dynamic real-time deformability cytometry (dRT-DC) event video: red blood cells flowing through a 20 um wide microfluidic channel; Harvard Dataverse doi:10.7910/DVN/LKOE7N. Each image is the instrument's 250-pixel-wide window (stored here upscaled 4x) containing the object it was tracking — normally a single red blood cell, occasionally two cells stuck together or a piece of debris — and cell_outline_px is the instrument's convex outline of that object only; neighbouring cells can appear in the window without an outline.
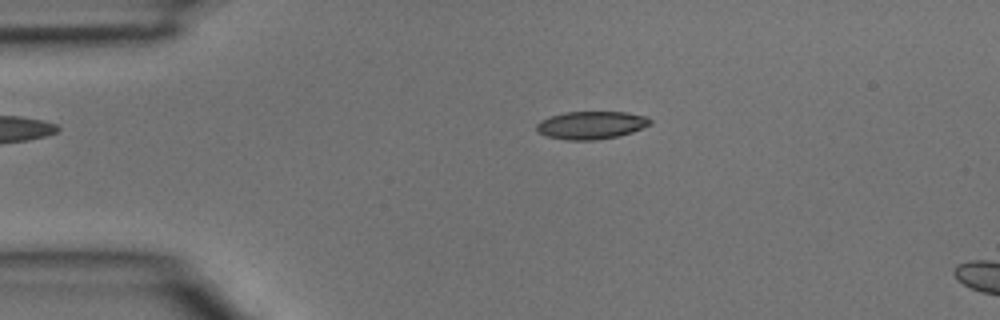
{"species": "common noctule bat (a hibernating species)", "species_latin": "Nyctalus noctula", "temperature_condition": "room temperature", "stored_images_in_passage": 2, "camera_frame_rate_fps": 3000, "um_per_image_px": 0.085, "animal": {"sex": "male", "body_mass_g": 15.6}, "frame": {"image": 1, "passage_image": 1, "time_ms": 0.0, "image_size_px": [1000, 320], "cell_outline_px": [[652, 124], [632, 132], [620, 136], [596, 140], [568, 140], [548, 136], [540, 132], [536, 128], [536, 124], [540, 120], [564, 112], [628, 112], [648, 116], [652, 120]], "centroid_in_image_um": [50.31, 10.63], "position_along_channel_um": 34.7, "area_um2": 18.5}}